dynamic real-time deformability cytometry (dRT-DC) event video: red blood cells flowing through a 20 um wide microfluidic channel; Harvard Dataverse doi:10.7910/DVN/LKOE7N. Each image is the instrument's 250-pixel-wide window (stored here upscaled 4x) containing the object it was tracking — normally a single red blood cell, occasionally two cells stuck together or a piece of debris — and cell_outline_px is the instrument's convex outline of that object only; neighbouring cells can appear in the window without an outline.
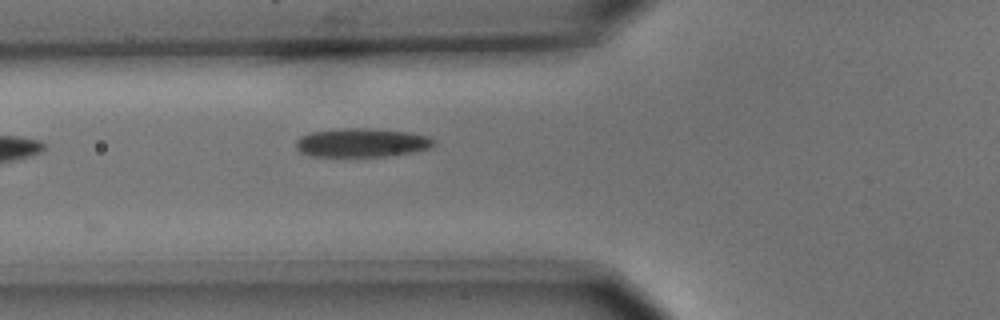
{"species": "common noctule bat (a hibernating species)", "species_latin": "Nyctalus noctula", "temperature_condition": "cold", "stored_images_in_passage": 6, "camera_frame_rate_fps": 3000, "um_per_image_px": 0.085, "animal": {"sex": "male", "body_mass_g": 15.6}, "frame": {"image": 1, "passage_image": 6, "time_ms": 1.667, "image_size_px": [1000, 320], "cell_outline_px": [[436, 144], [428, 148], [412, 152], [388, 156], [308, 156], [300, 152], [296, 148], [296, 140], [300, 136], [312, 132], [336, 128], [372, 128], [408, 132], [428, 136], [436, 140]], "centroid_in_image_um": [30.73, 12.12], "position_along_channel_um": 95.1, "area_um2": 23.29}}